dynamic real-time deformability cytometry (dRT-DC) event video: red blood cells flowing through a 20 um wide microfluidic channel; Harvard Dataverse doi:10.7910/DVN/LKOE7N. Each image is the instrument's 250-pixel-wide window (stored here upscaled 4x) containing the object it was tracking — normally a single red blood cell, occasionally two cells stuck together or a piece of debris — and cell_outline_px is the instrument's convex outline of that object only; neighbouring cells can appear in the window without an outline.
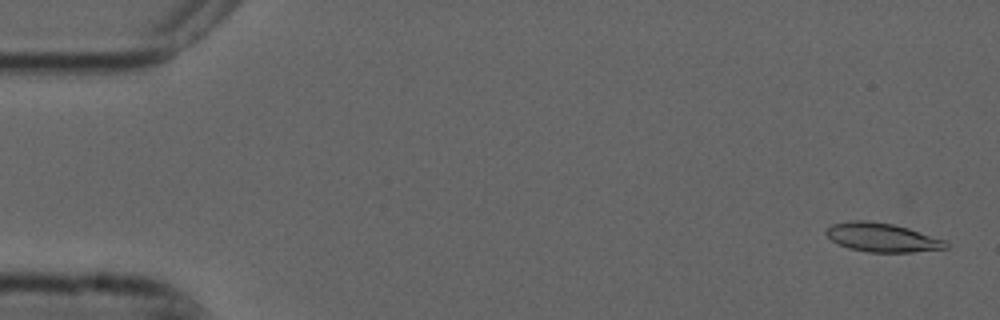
{"species": "common noctule bat (a hibernating species)", "species_latin": "Nyctalus noctula", "temperature_condition": "cold", "stored_images_in_passage": 5, "camera_frame_rate_fps": 3000, "um_per_image_px": 0.085, "animal": {"sex": "male", "forearm_length_mm": 52.5}, "frame": {"image": 1, "passage_image": 1, "time_ms": 0.0, "image_size_px": [1000, 320], "cell_outline_px": [[948, 248], [912, 252], [868, 252], [848, 248], [836, 244], [824, 232], [832, 224], [852, 220], [864, 220], [892, 224], [908, 228], [944, 240], [948, 244]], "centroid_in_image_um": [74.94, 20.19], "position_along_channel_um": 10.1, "area_um2": 20.0}}